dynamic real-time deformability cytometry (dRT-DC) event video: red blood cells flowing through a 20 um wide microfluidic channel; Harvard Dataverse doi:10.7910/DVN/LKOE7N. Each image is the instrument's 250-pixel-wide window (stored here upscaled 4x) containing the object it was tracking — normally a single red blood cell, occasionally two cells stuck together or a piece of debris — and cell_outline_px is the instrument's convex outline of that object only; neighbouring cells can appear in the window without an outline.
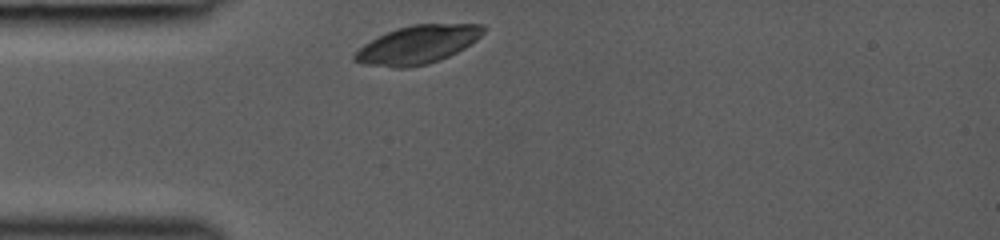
{"species": "common noctule bat (a hibernating species)", "species_latin": "Nyctalus noctula", "temperature_condition": "room temperature", "stored_images_in_passage": 28, "camera_frame_rate_fps": 3000, "um_per_image_px": 0.085, "animal": {"sex": "female", "body_mass_g": 19.0, "forearm_length_mm": 53.3}, "frame": {"image": 1, "passage_image": 1, "time_ms": 0.0, "image_size_px": [1000, 240], "cell_outline_px": [[488, 28], [476, 40], [464, 48], [440, 60], [428, 64], [408, 68], [392, 68], [364, 64], [352, 60], [352, 56], [364, 44], [388, 32], [412, 24], [484, 24]], "centroid_in_image_um": [35.51, 3.81], "position_along_channel_um": 49.5, "area_um2": 28.61}}
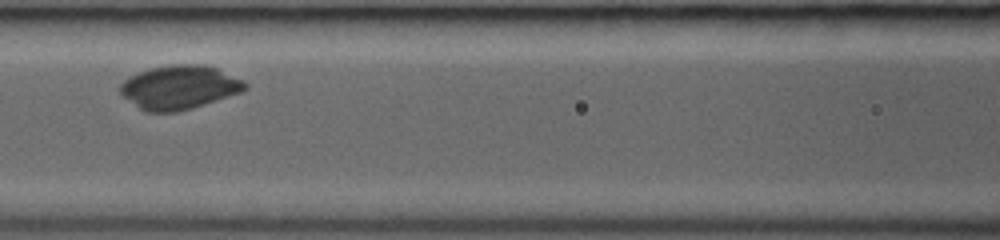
{"frame": {"image": 2, "passage_image": 9, "time_ms": 2.667, "image_size_px": [1000, 240], "cell_outline_px": [[248, 88], [240, 92], [192, 108], [176, 112], [148, 112], [140, 108], [124, 96], [120, 92], [120, 84], [128, 76], [152, 68], [172, 64], [204, 64], [216, 68], [244, 80], [248, 84]], "centroid_in_image_um": [15.26, 7.41], "position_along_channel_um": 151.3, "area_um2": 31.62}}
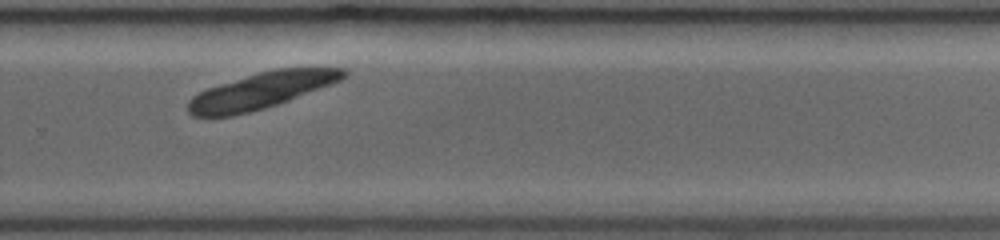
{"frame": {"image": 3, "passage_image": 20, "time_ms": 6.333, "image_size_px": [1000, 240], "cell_outline_px": [[348, 76], [340, 80], [288, 100], [264, 108], [232, 116], [192, 116], [188, 112], [188, 100], [192, 96], [208, 88], [220, 84], [260, 72], [276, 68], [348, 68]], "centroid_in_image_um": [22.21, 7.69], "position_along_channel_um": 307.6, "area_um2": 32.14}}